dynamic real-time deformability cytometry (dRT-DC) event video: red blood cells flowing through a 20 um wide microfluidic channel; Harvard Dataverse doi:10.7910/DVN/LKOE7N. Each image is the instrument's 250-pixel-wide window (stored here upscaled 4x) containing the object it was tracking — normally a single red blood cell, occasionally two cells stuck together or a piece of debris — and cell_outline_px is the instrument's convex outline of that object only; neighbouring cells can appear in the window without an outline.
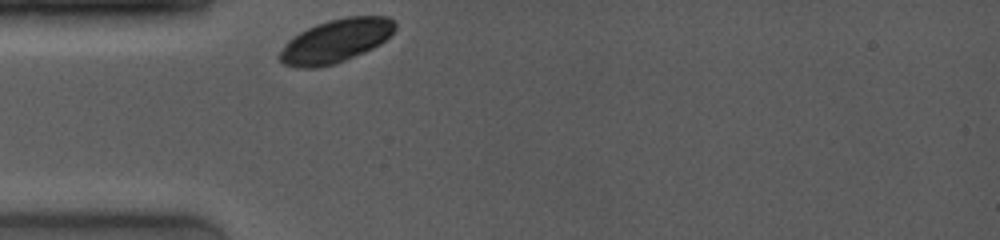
{"species": "common noctule bat (a hibernating species)", "species_latin": "Nyctalus noctula", "temperature_condition": "room temperature", "stored_images_in_passage": 27, "camera_frame_rate_fps": 4000, "um_per_image_px": 0.085, "animal": {"sex": "female", "body_mass_g": 19.0, "forearm_length_mm": 53.3}, "frame": {"image": 1, "passage_image": 1, "time_ms": 0.0, "image_size_px": [1000, 240], "cell_outline_px": [[396, 28], [380, 44], [364, 52], [344, 60], [332, 64], [316, 68], [296, 68], [284, 64], [276, 56], [284, 44], [292, 36], [316, 24], [348, 16], [388, 16], [396, 20]], "centroid_in_image_um": [28.51, 3.48], "position_along_channel_um": 56.5, "area_um2": 29.13}}
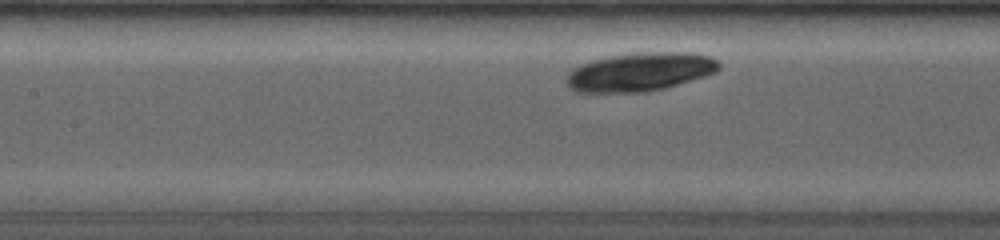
{"frame": {"image": 2, "passage_image": 9, "time_ms": 2.75, "image_size_px": [1000, 240], "cell_outline_px": [[720, 68], [716, 72], [704, 76], [664, 88], [644, 92], [576, 92], [568, 88], [564, 80], [568, 72], [572, 68], [580, 64], [592, 60], [608, 56], [628, 52], [692, 52], [712, 56], [720, 64]], "centroid_in_image_um": [54.35, 6.09], "position_along_channel_um": 153.0, "area_um2": 34.74}}
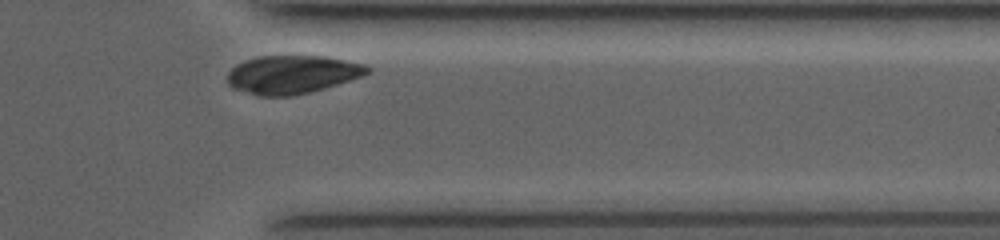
{"frame": {"image": 3, "passage_image": 27, "time_ms": 9.0, "image_size_px": [1000, 240], "cell_outline_px": [[372, 72], [364, 76], [324, 88], [292, 96], [260, 96], [232, 88], [228, 84], [228, 72], [236, 64], [244, 60], [260, 56], [324, 56], [364, 64], [372, 68]], "centroid_in_image_um": [24.85, 6.33], "position_along_channel_um": 386.5, "area_um2": 31.27}}